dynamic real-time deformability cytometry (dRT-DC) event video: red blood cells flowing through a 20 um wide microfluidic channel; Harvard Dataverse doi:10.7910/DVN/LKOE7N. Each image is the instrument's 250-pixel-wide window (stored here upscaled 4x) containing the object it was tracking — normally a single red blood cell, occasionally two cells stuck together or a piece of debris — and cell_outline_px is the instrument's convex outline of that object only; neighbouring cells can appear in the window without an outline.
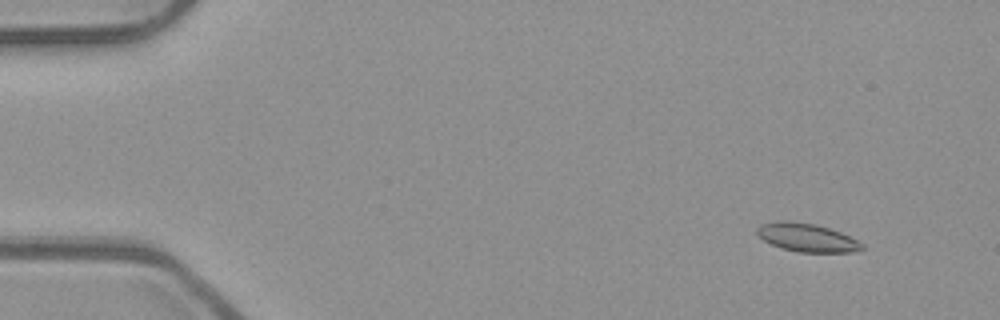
{"species": "common noctule bat (a hibernating species)", "species_latin": "Nyctalus noctula", "temperature_condition": "room temperature", "stored_images_in_passage": 54, "camera_frame_rate_fps": 3000, "um_per_image_px": 0.085, "animal": {"sex": "male", "body_mass_g": 23.1, "forearm_length_mm": 52.7}, "frame": {"image": 1, "passage_image": 6, "time_ms": 1.667, "image_size_px": [1000, 320], "cell_outline_px": [[864, 248], [852, 252], [800, 252], [784, 248], [772, 244], [764, 240], [756, 232], [756, 228], [760, 224], [776, 220], [788, 220], [816, 224], [840, 232], [864, 244]], "centroid_in_image_um": [68.56, 20.17], "position_along_channel_um": 16.4, "area_um2": 17.22}}
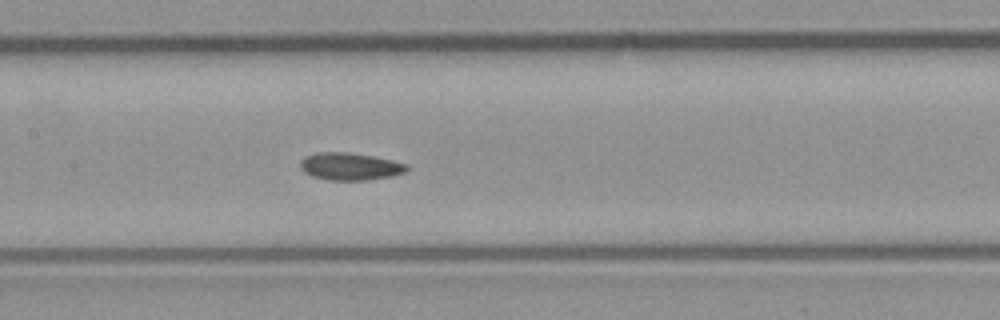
{"frame": {"image": 2, "passage_image": 27, "time_ms": 8.667, "image_size_px": [1000, 320], "cell_outline_px": [[408, 172], [392, 176], [368, 180], [328, 180], [312, 176], [304, 172], [300, 168], [300, 160], [304, 156], [316, 152], [348, 152], [372, 156], [392, 160], [408, 164]], "centroid_in_image_um": [29.75, 14.14], "position_along_channel_um": 177.6, "area_um2": 17.22}}
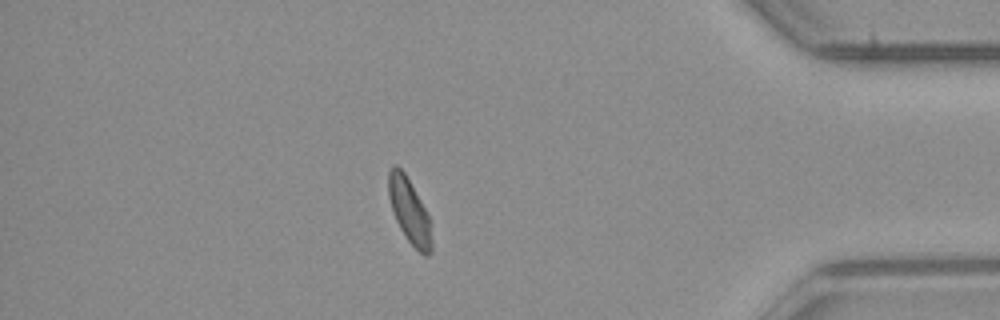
{"frame": {"image": 3, "passage_image": 47, "time_ms": 15.333, "image_size_px": [1000, 320], "cell_outline_px": [[432, 252], [428, 256], [424, 256], [408, 240], [400, 228], [392, 212], [388, 196], [388, 172], [392, 164], [396, 164], [404, 172], [420, 200], [428, 216], [432, 240]], "centroid_in_image_um": [34.77, 17.92], "position_along_channel_um": 400.4, "area_um2": 16.13}, "authors_computed_cell_mechanics": {"area_um2": 17.051, "velocity_mm_per_s": 3.9309, "shape_relaxation_time_tau1_ms": null, "shape_relaxation_time_tau2_ms": 1.7924, "deformation_change_tau1": null, "deformation_change_tau2": 0.0543}}